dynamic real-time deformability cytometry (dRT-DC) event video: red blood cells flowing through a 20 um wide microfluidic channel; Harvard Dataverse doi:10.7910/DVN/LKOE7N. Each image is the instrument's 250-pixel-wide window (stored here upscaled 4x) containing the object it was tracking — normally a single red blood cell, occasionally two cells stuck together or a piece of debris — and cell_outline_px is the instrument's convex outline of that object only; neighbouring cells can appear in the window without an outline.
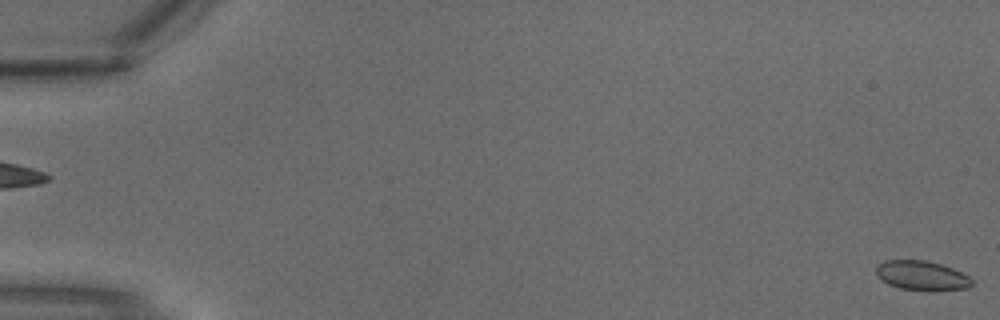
{"species": "common noctule bat (a hibernating species)", "species_latin": "Nyctalus noctula", "temperature_condition": "warm", "stored_images_in_passage": 3, "segment_of_instrument_passage": [2, 2], "camera_frame_rate_fps": 3000, "um_per_image_px": 0.085, "animal": {"sex": "male", "body_mass_g": 18.8}, "frame": {"image": 1, "passage_image": 3, "time_ms": 0.667, "image_size_px": [1000, 320], "cell_outline_px": [[972, 284], [968, 288], [932, 292], [928, 292], [900, 288], [888, 284], [880, 280], [876, 276], [876, 268], [884, 260], [924, 260], [940, 264], [952, 268], [968, 276], [972, 280]], "centroid_in_image_um": [78.34, 23.45], "position_along_channel_um": 6.7, "area_um2": 16.7}}